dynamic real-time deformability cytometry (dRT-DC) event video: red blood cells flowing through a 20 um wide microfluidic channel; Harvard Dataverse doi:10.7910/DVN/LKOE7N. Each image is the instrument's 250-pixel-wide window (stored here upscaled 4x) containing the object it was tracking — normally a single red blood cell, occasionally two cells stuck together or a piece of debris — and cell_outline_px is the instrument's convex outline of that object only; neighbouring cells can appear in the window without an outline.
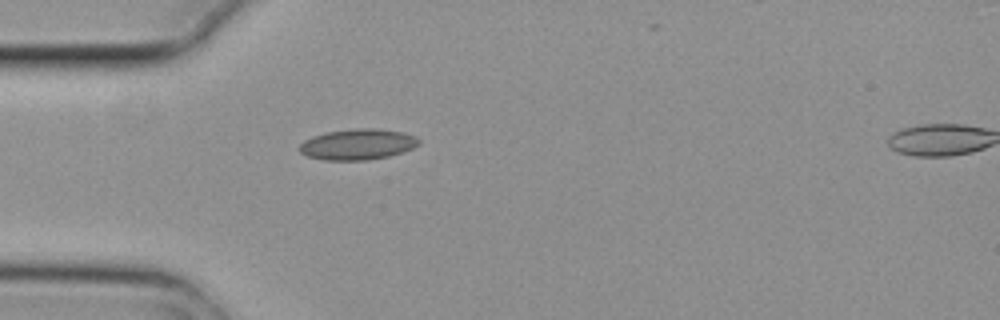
{"species": "common noctule bat (a hibernating species)", "species_latin": "Nyctalus noctula", "temperature_condition": "cold", "stored_images_in_passage": 7, "camera_frame_rate_fps": 3000, "um_per_image_px": 0.085, "animal": {"sex": "female", "body_mass_g": 29.2, "forearm_length_mm": 56.3}, "frame": {"image": 1, "passage_image": 7, "time_ms": 2.0, "image_size_px": [1000, 320], "cell_outline_px": [[420, 144], [412, 148], [388, 156], [368, 160], [324, 160], [308, 156], [300, 152], [300, 144], [304, 140], [312, 136], [324, 132], [356, 128], [380, 128], [404, 132], [416, 136], [420, 140]], "centroid_in_image_um": [30.41, 12.25], "position_along_channel_um": 54.6, "area_um2": 21.56}}